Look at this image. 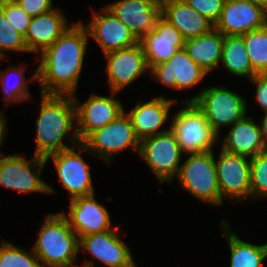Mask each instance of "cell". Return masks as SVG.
Instances as JSON below:
<instances>
[{"label":"cell","instance_id":"obj_1","mask_svg":"<svg viewBox=\"0 0 267 267\" xmlns=\"http://www.w3.org/2000/svg\"><path fill=\"white\" fill-rule=\"evenodd\" d=\"M88 31L82 21L72 24L51 46L41 52L40 64L32 80H39L44 94L76 91L83 66Z\"/></svg>","mask_w":267,"mask_h":267},{"label":"cell","instance_id":"obj_2","mask_svg":"<svg viewBox=\"0 0 267 267\" xmlns=\"http://www.w3.org/2000/svg\"><path fill=\"white\" fill-rule=\"evenodd\" d=\"M74 95L41 93L40 115L36 119V156L46 158L70 148L62 142L67 134L72 145L80 143L76 130L71 135L68 133L76 124Z\"/></svg>","mask_w":267,"mask_h":267},{"label":"cell","instance_id":"obj_3","mask_svg":"<svg viewBox=\"0 0 267 267\" xmlns=\"http://www.w3.org/2000/svg\"><path fill=\"white\" fill-rule=\"evenodd\" d=\"M32 249L42 261L41 267H77L74 262L80 251L79 237L62 212L49 214Z\"/></svg>","mask_w":267,"mask_h":267},{"label":"cell","instance_id":"obj_4","mask_svg":"<svg viewBox=\"0 0 267 267\" xmlns=\"http://www.w3.org/2000/svg\"><path fill=\"white\" fill-rule=\"evenodd\" d=\"M187 155L177 175L182 188L200 201L221 205L213 150Z\"/></svg>","mask_w":267,"mask_h":267},{"label":"cell","instance_id":"obj_5","mask_svg":"<svg viewBox=\"0 0 267 267\" xmlns=\"http://www.w3.org/2000/svg\"><path fill=\"white\" fill-rule=\"evenodd\" d=\"M140 143L129 115L123 111L112 122L93 131L83 142L73 147L90 152V155H98L99 159L109 164L113 154L128 148L139 153Z\"/></svg>","mask_w":267,"mask_h":267},{"label":"cell","instance_id":"obj_6","mask_svg":"<svg viewBox=\"0 0 267 267\" xmlns=\"http://www.w3.org/2000/svg\"><path fill=\"white\" fill-rule=\"evenodd\" d=\"M182 102L187 107L179 110L170 124L182 152L189 154L213 150V144L218 141L219 136L194 102Z\"/></svg>","mask_w":267,"mask_h":267},{"label":"cell","instance_id":"obj_7","mask_svg":"<svg viewBox=\"0 0 267 267\" xmlns=\"http://www.w3.org/2000/svg\"><path fill=\"white\" fill-rule=\"evenodd\" d=\"M194 102L219 136L222 125L231 126L246 116V100L225 87L211 86L186 100Z\"/></svg>","mask_w":267,"mask_h":267},{"label":"cell","instance_id":"obj_8","mask_svg":"<svg viewBox=\"0 0 267 267\" xmlns=\"http://www.w3.org/2000/svg\"><path fill=\"white\" fill-rule=\"evenodd\" d=\"M182 150L171 129L145 138L140 143L139 155L153 170L160 183L172 182L180 169Z\"/></svg>","mask_w":267,"mask_h":267},{"label":"cell","instance_id":"obj_9","mask_svg":"<svg viewBox=\"0 0 267 267\" xmlns=\"http://www.w3.org/2000/svg\"><path fill=\"white\" fill-rule=\"evenodd\" d=\"M2 155L0 153V184L3 187L15 189L25 194L33 191L54 192L53 188L39 177L47 163L45 158L34 154L33 158L28 161L19 154L5 157Z\"/></svg>","mask_w":267,"mask_h":267},{"label":"cell","instance_id":"obj_10","mask_svg":"<svg viewBox=\"0 0 267 267\" xmlns=\"http://www.w3.org/2000/svg\"><path fill=\"white\" fill-rule=\"evenodd\" d=\"M219 158L215 160L217 180L220 189L221 205L223 197L241 201L251 197L250 187V158L239 154L220 150Z\"/></svg>","mask_w":267,"mask_h":267},{"label":"cell","instance_id":"obj_11","mask_svg":"<svg viewBox=\"0 0 267 267\" xmlns=\"http://www.w3.org/2000/svg\"><path fill=\"white\" fill-rule=\"evenodd\" d=\"M267 22V10L250 0H226L214 28L224 36L244 35L262 28Z\"/></svg>","mask_w":267,"mask_h":267},{"label":"cell","instance_id":"obj_12","mask_svg":"<svg viewBox=\"0 0 267 267\" xmlns=\"http://www.w3.org/2000/svg\"><path fill=\"white\" fill-rule=\"evenodd\" d=\"M107 80L114 96L144 72H149L141 44L105 53Z\"/></svg>","mask_w":267,"mask_h":267},{"label":"cell","instance_id":"obj_13","mask_svg":"<svg viewBox=\"0 0 267 267\" xmlns=\"http://www.w3.org/2000/svg\"><path fill=\"white\" fill-rule=\"evenodd\" d=\"M52 157L59 181L70 193V198L94 194L88 164L73 148L61 150L47 156Z\"/></svg>","mask_w":267,"mask_h":267},{"label":"cell","instance_id":"obj_14","mask_svg":"<svg viewBox=\"0 0 267 267\" xmlns=\"http://www.w3.org/2000/svg\"><path fill=\"white\" fill-rule=\"evenodd\" d=\"M76 108L75 128L80 142H83L93 131L112 122L124 109L114 97L92 94L88 100L79 104L74 98Z\"/></svg>","mask_w":267,"mask_h":267},{"label":"cell","instance_id":"obj_15","mask_svg":"<svg viewBox=\"0 0 267 267\" xmlns=\"http://www.w3.org/2000/svg\"><path fill=\"white\" fill-rule=\"evenodd\" d=\"M185 40L180 31L161 15L154 29L139 40L148 68L169 60L184 48Z\"/></svg>","mask_w":267,"mask_h":267},{"label":"cell","instance_id":"obj_16","mask_svg":"<svg viewBox=\"0 0 267 267\" xmlns=\"http://www.w3.org/2000/svg\"><path fill=\"white\" fill-rule=\"evenodd\" d=\"M140 40L155 27L161 16L160 0H119L105 6Z\"/></svg>","mask_w":267,"mask_h":267},{"label":"cell","instance_id":"obj_17","mask_svg":"<svg viewBox=\"0 0 267 267\" xmlns=\"http://www.w3.org/2000/svg\"><path fill=\"white\" fill-rule=\"evenodd\" d=\"M117 229L80 237L79 250L85 249L108 267H132L135 264L132 254L117 235Z\"/></svg>","mask_w":267,"mask_h":267},{"label":"cell","instance_id":"obj_18","mask_svg":"<svg viewBox=\"0 0 267 267\" xmlns=\"http://www.w3.org/2000/svg\"><path fill=\"white\" fill-rule=\"evenodd\" d=\"M93 13L90 24L85 26L88 35L98 43L103 53L127 48L139 42L130 29L104 7Z\"/></svg>","mask_w":267,"mask_h":267},{"label":"cell","instance_id":"obj_19","mask_svg":"<svg viewBox=\"0 0 267 267\" xmlns=\"http://www.w3.org/2000/svg\"><path fill=\"white\" fill-rule=\"evenodd\" d=\"M70 203L69 215L62 213L79 238L113 228L109 212L96 201L94 194L75 197Z\"/></svg>","mask_w":267,"mask_h":267},{"label":"cell","instance_id":"obj_20","mask_svg":"<svg viewBox=\"0 0 267 267\" xmlns=\"http://www.w3.org/2000/svg\"><path fill=\"white\" fill-rule=\"evenodd\" d=\"M149 74L157 81L178 91L197 85L207 73L189 57L183 48L166 62L153 66Z\"/></svg>","mask_w":267,"mask_h":267},{"label":"cell","instance_id":"obj_21","mask_svg":"<svg viewBox=\"0 0 267 267\" xmlns=\"http://www.w3.org/2000/svg\"><path fill=\"white\" fill-rule=\"evenodd\" d=\"M70 26L59 8L32 17L24 37L28 51L41 53L51 46Z\"/></svg>","mask_w":267,"mask_h":267},{"label":"cell","instance_id":"obj_22","mask_svg":"<svg viewBox=\"0 0 267 267\" xmlns=\"http://www.w3.org/2000/svg\"><path fill=\"white\" fill-rule=\"evenodd\" d=\"M178 100L154 97L152 100L142 103L138 102L136 107L127 113L132 121L135 134L140 142L148 137L154 136L167 130L159 128L168 119V112Z\"/></svg>","mask_w":267,"mask_h":267},{"label":"cell","instance_id":"obj_23","mask_svg":"<svg viewBox=\"0 0 267 267\" xmlns=\"http://www.w3.org/2000/svg\"><path fill=\"white\" fill-rule=\"evenodd\" d=\"M161 15L175 26L185 39L207 34L214 24L183 0H161Z\"/></svg>","mask_w":267,"mask_h":267},{"label":"cell","instance_id":"obj_24","mask_svg":"<svg viewBox=\"0 0 267 267\" xmlns=\"http://www.w3.org/2000/svg\"><path fill=\"white\" fill-rule=\"evenodd\" d=\"M222 145V149L229 153L250 158L267 150V145L262 137L261 126L248 116L231 126Z\"/></svg>","mask_w":267,"mask_h":267},{"label":"cell","instance_id":"obj_25","mask_svg":"<svg viewBox=\"0 0 267 267\" xmlns=\"http://www.w3.org/2000/svg\"><path fill=\"white\" fill-rule=\"evenodd\" d=\"M224 35L213 28L207 34L185 40L184 50L207 74L221 63Z\"/></svg>","mask_w":267,"mask_h":267},{"label":"cell","instance_id":"obj_26","mask_svg":"<svg viewBox=\"0 0 267 267\" xmlns=\"http://www.w3.org/2000/svg\"><path fill=\"white\" fill-rule=\"evenodd\" d=\"M227 223L223 220L221 225L230 247V267H261L267 257V243L260 246L244 242L229 230Z\"/></svg>","mask_w":267,"mask_h":267},{"label":"cell","instance_id":"obj_27","mask_svg":"<svg viewBox=\"0 0 267 267\" xmlns=\"http://www.w3.org/2000/svg\"><path fill=\"white\" fill-rule=\"evenodd\" d=\"M221 63L231 74L252 79L257 73L252 68L242 36H224Z\"/></svg>","mask_w":267,"mask_h":267},{"label":"cell","instance_id":"obj_28","mask_svg":"<svg viewBox=\"0 0 267 267\" xmlns=\"http://www.w3.org/2000/svg\"><path fill=\"white\" fill-rule=\"evenodd\" d=\"M241 36L254 71L267 74V25Z\"/></svg>","mask_w":267,"mask_h":267},{"label":"cell","instance_id":"obj_29","mask_svg":"<svg viewBox=\"0 0 267 267\" xmlns=\"http://www.w3.org/2000/svg\"><path fill=\"white\" fill-rule=\"evenodd\" d=\"M13 73H15V76L17 75V81L16 83L14 82L15 85H9V74ZM0 84L2 85V90L5 94V101L7 105L30 98V93L27 87L28 82L26 81V78L24 76V71L20 68L12 66L4 71L0 70Z\"/></svg>","mask_w":267,"mask_h":267},{"label":"cell","instance_id":"obj_30","mask_svg":"<svg viewBox=\"0 0 267 267\" xmlns=\"http://www.w3.org/2000/svg\"><path fill=\"white\" fill-rule=\"evenodd\" d=\"M31 252L26 253L23 248L3 240L0 243V267H41L33 249Z\"/></svg>","mask_w":267,"mask_h":267},{"label":"cell","instance_id":"obj_31","mask_svg":"<svg viewBox=\"0 0 267 267\" xmlns=\"http://www.w3.org/2000/svg\"><path fill=\"white\" fill-rule=\"evenodd\" d=\"M251 197H267V150L250 158Z\"/></svg>","mask_w":267,"mask_h":267},{"label":"cell","instance_id":"obj_32","mask_svg":"<svg viewBox=\"0 0 267 267\" xmlns=\"http://www.w3.org/2000/svg\"><path fill=\"white\" fill-rule=\"evenodd\" d=\"M4 50L28 51L24 36L10 25L0 10V55L5 59Z\"/></svg>","mask_w":267,"mask_h":267},{"label":"cell","instance_id":"obj_33","mask_svg":"<svg viewBox=\"0 0 267 267\" xmlns=\"http://www.w3.org/2000/svg\"><path fill=\"white\" fill-rule=\"evenodd\" d=\"M0 10L10 25L25 37L32 17L21 9L15 0H0Z\"/></svg>","mask_w":267,"mask_h":267},{"label":"cell","instance_id":"obj_34","mask_svg":"<svg viewBox=\"0 0 267 267\" xmlns=\"http://www.w3.org/2000/svg\"><path fill=\"white\" fill-rule=\"evenodd\" d=\"M214 25L218 21L226 0H183Z\"/></svg>","mask_w":267,"mask_h":267},{"label":"cell","instance_id":"obj_35","mask_svg":"<svg viewBox=\"0 0 267 267\" xmlns=\"http://www.w3.org/2000/svg\"><path fill=\"white\" fill-rule=\"evenodd\" d=\"M29 16L36 17L53 10L52 0H15Z\"/></svg>","mask_w":267,"mask_h":267},{"label":"cell","instance_id":"obj_36","mask_svg":"<svg viewBox=\"0 0 267 267\" xmlns=\"http://www.w3.org/2000/svg\"><path fill=\"white\" fill-rule=\"evenodd\" d=\"M256 84V100L259 105L267 112V74H256L250 79Z\"/></svg>","mask_w":267,"mask_h":267},{"label":"cell","instance_id":"obj_37","mask_svg":"<svg viewBox=\"0 0 267 267\" xmlns=\"http://www.w3.org/2000/svg\"><path fill=\"white\" fill-rule=\"evenodd\" d=\"M7 118L5 116H3L2 114H0V146L3 143L4 137L6 138V120Z\"/></svg>","mask_w":267,"mask_h":267},{"label":"cell","instance_id":"obj_38","mask_svg":"<svg viewBox=\"0 0 267 267\" xmlns=\"http://www.w3.org/2000/svg\"><path fill=\"white\" fill-rule=\"evenodd\" d=\"M260 126H261V131H262V137L264 139V142L267 145V112L265 113Z\"/></svg>","mask_w":267,"mask_h":267},{"label":"cell","instance_id":"obj_39","mask_svg":"<svg viewBox=\"0 0 267 267\" xmlns=\"http://www.w3.org/2000/svg\"><path fill=\"white\" fill-rule=\"evenodd\" d=\"M250 1L263 6L267 10V0H250Z\"/></svg>","mask_w":267,"mask_h":267},{"label":"cell","instance_id":"obj_40","mask_svg":"<svg viewBox=\"0 0 267 267\" xmlns=\"http://www.w3.org/2000/svg\"><path fill=\"white\" fill-rule=\"evenodd\" d=\"M82 267H94L93 259L91 261L87 260Z\"/></svg>","mask_w":267,"mask_h":267}]
</instances>
